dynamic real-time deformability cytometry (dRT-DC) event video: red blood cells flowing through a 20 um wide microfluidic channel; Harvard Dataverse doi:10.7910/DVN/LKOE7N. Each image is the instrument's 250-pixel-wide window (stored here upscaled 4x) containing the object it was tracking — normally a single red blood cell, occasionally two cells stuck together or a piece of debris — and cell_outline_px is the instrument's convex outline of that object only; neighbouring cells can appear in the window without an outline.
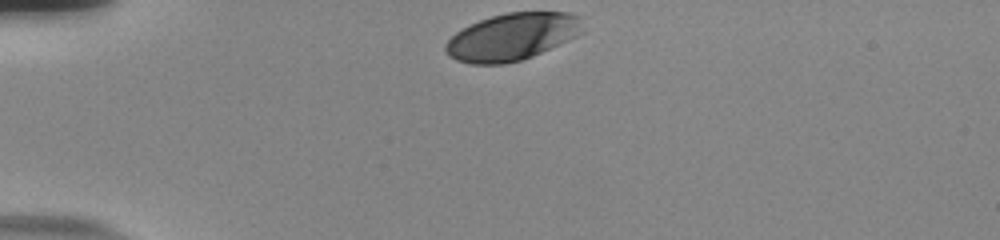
{"species": "human", "species_latin": "Homo sapiens", "temperature_condition": "room temperature", "stored_images_in_passage": 33, "camera_frame_rate_fps": 3000, "um_per_image_px": 0.085, "donor": {"sex": "male"}, "frame": {"image": 1, "passage_image": 1, "time_ms": 0.0, "image_size_px": [1000, 240], "cell_outline_px": [[584, 32], [576, 36], [532, 56], [520, 60], [504, 64], [468, 64], [456, 60], [448, 56], [444, 48], [444, 44], [456, 32], [480, 20], [492, 16], [508, 12], [568, 12], [580, 16]], "centroid_in_image_um": [43.52, 3.13], "position_along_channel_um": 41.5, "area_um2": 37.57}}
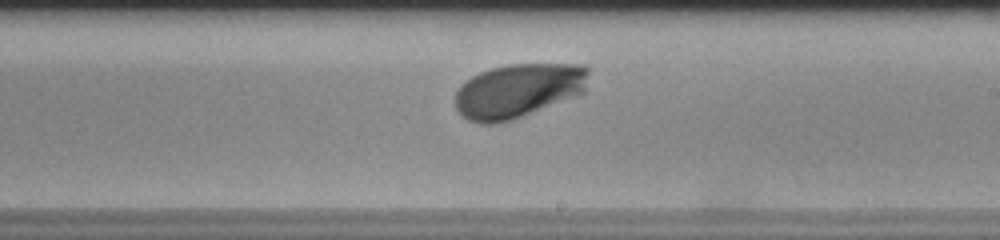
{"frame": {"image": 2, "passage_image": 21, "time_ms": 6.667, "image_size_px": [1000, 240], "cell_outline_px": [[588, 72], [584, 92], [512, 120], [492, 124], [480, 124], [468, 120], [460, 116], [456, 108], [456, 92], [472, 76], [480, 72], [492, 68], [508, 64], [584, 64], [588, 68]], "centroid_in_image_um": [44.03, 7.71], "position_along_channel_um": 245.0, "area_um2": 41.79}}
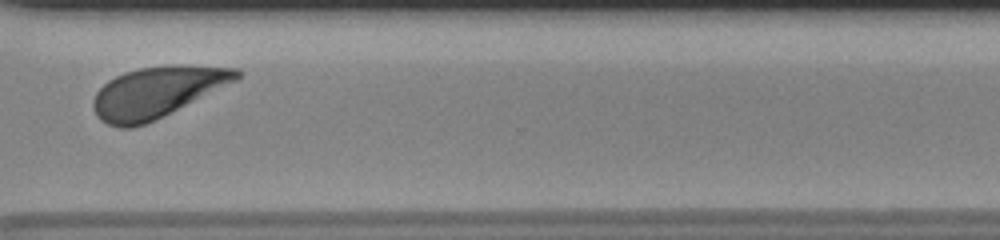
{"frame": {"image": 3, "passage_image": 30, "time_ms": 9.667, "image_size_px": [1000, 240], "cell_outline_px": [[240, 76], [236, 80], [144, 124], [132, 128], [120, 128], [108, 124], [100, 120], [96, 116], [92, 108], [92, 100], [96, 92], [108, 80], [124, 72], [140, 68], [168, 64], [188, 64], [240, 68]], "centroid_in_image_um": [13.29, 7.8], "position_along_channel_um": 357.3, "area_um2": 42.19}, "authors_computed_cell_mechanics": {"area_um2": 41.2114, "velocity_mm_per_s": 3.7185, "shape_relaxation_time_tau1_ms": 1.778, "shape_relaxation_time_tau2_ms": null, "deformation_change_tau1": 0.1158, "deformation_change_tau2": null}}